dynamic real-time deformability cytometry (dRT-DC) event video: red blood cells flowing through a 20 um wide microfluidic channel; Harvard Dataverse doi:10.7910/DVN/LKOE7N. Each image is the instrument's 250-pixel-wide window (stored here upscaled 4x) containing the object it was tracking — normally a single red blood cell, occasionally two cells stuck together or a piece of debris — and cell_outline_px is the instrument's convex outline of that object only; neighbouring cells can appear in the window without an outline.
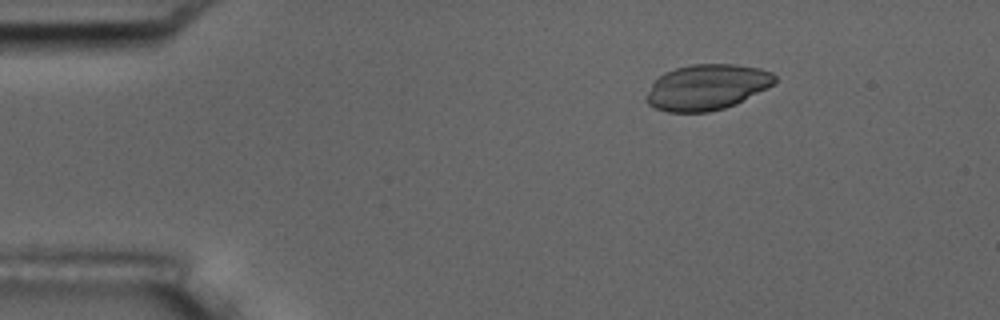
{"species": "common noctule bat (a hibernating species)", "species_latin": "Nyctalus noctula", "temperature_condition": "room temperature", "stored_images_in_passage": 5, "camera_frame_rate_fps": 3000, "um_per_image_px": 0.085, "animal": {"sex": "male", "body_mass_g": 17.5, "forearm_length_mm": 52.3}, "frame": {"image": 1, "passage_image": 2, "time_ms": 2.0, "image_size_px": [1000, 320], "cell_outline_px": [[776, 80], [768, 88], [736, 104], [724, 108], [708, 112], [668, 112], [656, 108], [648, 104], [644, 100], [644, 96], [652, 84], [664, 72], [676, 68], [692, 64], [736, 64], [760, 68], [772, 72], [776, 76]], "centroid_in_image_um": [60.08, 7.41], "position_along_channel_um": 24.9, "area_um2": 34.28}}